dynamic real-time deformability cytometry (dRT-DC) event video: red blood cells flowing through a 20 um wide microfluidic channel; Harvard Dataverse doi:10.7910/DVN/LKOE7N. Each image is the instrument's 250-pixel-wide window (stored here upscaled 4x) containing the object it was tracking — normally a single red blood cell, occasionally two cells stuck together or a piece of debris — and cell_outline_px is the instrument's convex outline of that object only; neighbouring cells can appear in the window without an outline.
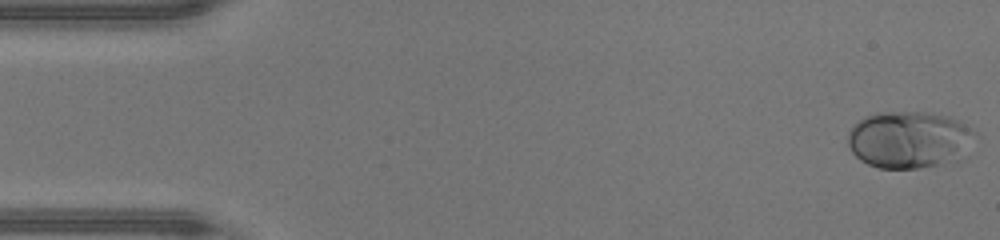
{"species": "human", "species_latin": "Homo sapiens", "temperature_condition": "warm", "stored_images_in_passage": 47, "camera_frame_rate_fps": 3000, "um_per_image_px": 0.085, "donor": {"sex": "male"}, "frame": {"image": 1, "passage_image": 1, "time_ms": 0.0, "image_size_px": [1000, 240], "cell_outline_px": [[976, 132], [956, 160], [920, 168], [880, 168], [868, 164], [860, 160], [852, 152], [848, 144], [848, 132], [852, 124], [864, 116], [876, 112], [924, 112], [952, 116], [960, 120]], "centroid_in_image_um": [77.2, 11.84], "position_along_channel_um": 7.8, "area_um2": 42.08}}
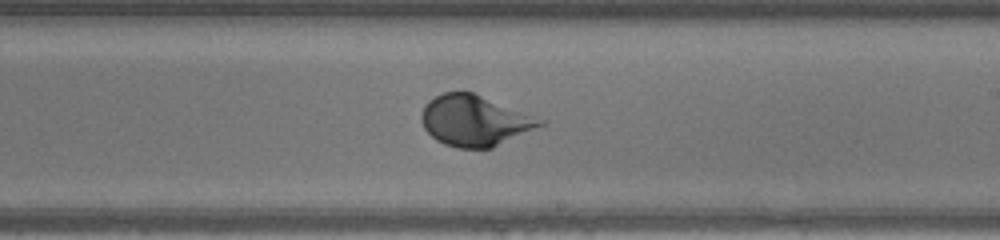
{"frame": {"image": 2, "passage_image": 27, "time_ms": 8.667, "image_size_px": [1000, 240], "cell_outline_px": [[548, 120], [544, 124], [492, 148], [460, 148], [444, 144], [436, 140], [424, 128], [420, 120], [420, 116], [424, 104], [428, 100], [444, 92], [472, 92]], "centroid_in_image_um": [40.34, 10.25], "position_along_channel_um": 248.7, "area_um2": 35.08}}
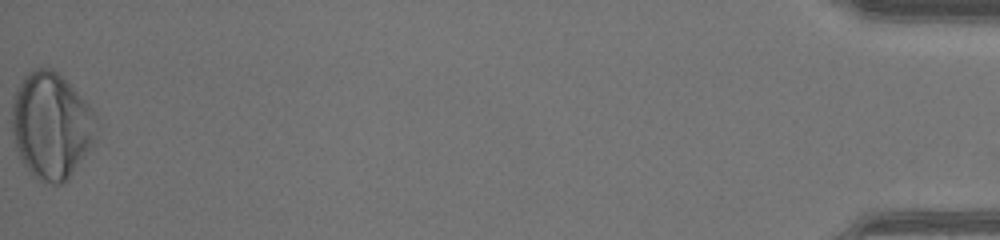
{"frame": {"image": 3, "passage_image": 47, "time_ms": 15.333, "image_size_px": [1000, 240], "cell_outline_px": [[96, 136], [92, 144], [68, 180], [60, 184], [52, 184], [40, 180], [28, 168], [20, 156], [16, 148], [12, 132], [12, 96], [16, 88], [24, 76], [32, 68], [52, 68], [92, 108], [96, 116]], "centroid_in_image_um": [4.34, 10.66], "position_along_channel_um": 430.9, "area_um2": 51.9}, "authors_computed_cell_mechanics": {"area_um2": 37.57, "velocity_mm_per_s": 4.3931, "shape_relaxation_time_tau1_ms": 2.1209, "shape_relaxation_time_tau2_ms": null, "deformation_change_tau1": 0.1896, "deformation_change_tau2": null}}